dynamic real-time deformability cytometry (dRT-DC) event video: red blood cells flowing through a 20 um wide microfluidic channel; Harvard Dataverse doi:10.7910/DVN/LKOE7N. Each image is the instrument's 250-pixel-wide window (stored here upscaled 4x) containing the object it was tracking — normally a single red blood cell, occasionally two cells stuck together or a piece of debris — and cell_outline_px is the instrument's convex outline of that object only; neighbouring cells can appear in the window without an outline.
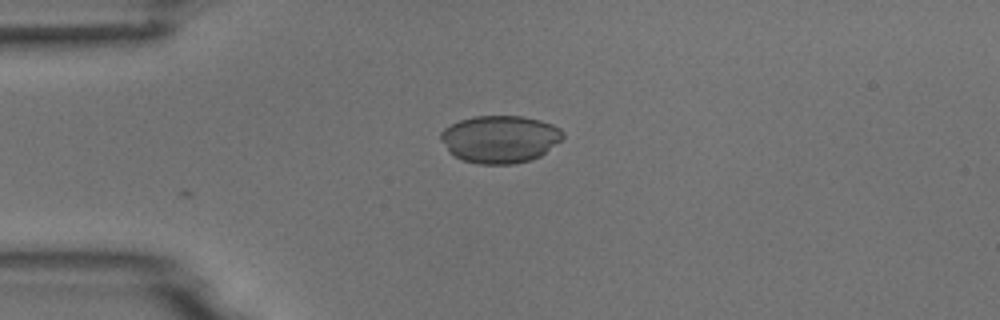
{"species": "common noctule bat (a hibernating species)", "species_latin": "Nyctalus noctula", "temperature_condition": "room temperature", "stored_images_in_passage": 4, "camera_frame_rate_fps": 3000, "um_per_image_px": 0.085, "animal": {"sex": "male", "body_mass_g": 18.8}, "frame": {"image": 1, "passage_image": 1, "time_ms": 0.0, "image_size_px": [1000, 320], "cell_outline_px": [[564, 136], [560, 140], [540, 156], [532, 160], [512, 164], [480, 164], [464, 160], [448, 152], [440, 140], [440, 132], [444, 128], [460, 120], [472, 116], [524, 116], [540, 120], [552, 124], [560, 128], [564, 132]], "centroid_in_image_um": [42.48, 11.82], "position_along_channel_um": 42.5, "area_um2": 33.87}}